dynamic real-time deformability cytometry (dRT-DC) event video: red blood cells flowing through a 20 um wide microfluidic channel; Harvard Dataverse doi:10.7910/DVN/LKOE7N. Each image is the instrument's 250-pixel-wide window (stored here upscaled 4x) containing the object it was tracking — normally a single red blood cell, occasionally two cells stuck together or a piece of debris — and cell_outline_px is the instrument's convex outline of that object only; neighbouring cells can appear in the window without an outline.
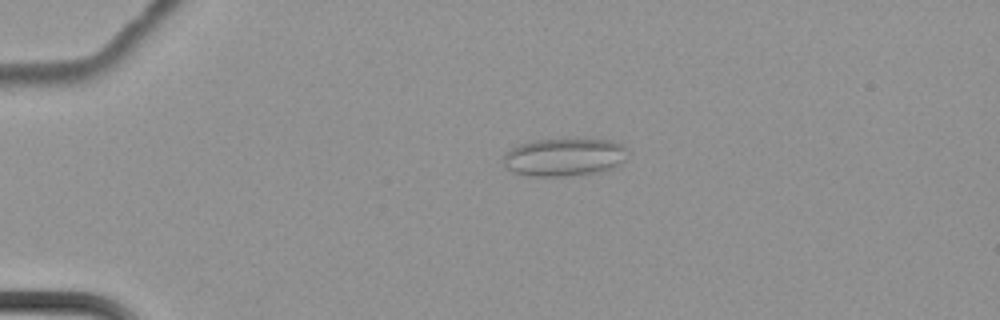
{"species": "common noctule bat (a hibernating species)", "species_latin": "Nyctalus noctula", "temperature_condition": "cold", "stored_images_in_passage": 8, "camera_frame_rate_fps": 3000, "um_per_image_px": 0.085, "animal": {"sex": "female", "body_mass_g": 22.7, "forearm_length_mm": 54.2}, "frame": {"image": 1, "passage_image": 4, "time_ms": 1.0, "image_size_px": [1000, 320], "cell_outline_px": [[624, 160], [620, 164], [612, 168], [600, 172], [568, 176], [532, 176], [516, 172], [508, 168], [504, 164], [504, 156], [512, 148], [520, 144], [532, 140], [612, 140], [624, 144]], "centroid_in_image_um": [47.97, 13.36], "position_along_channel_um": 37.0, "area_um2": 26.99}}
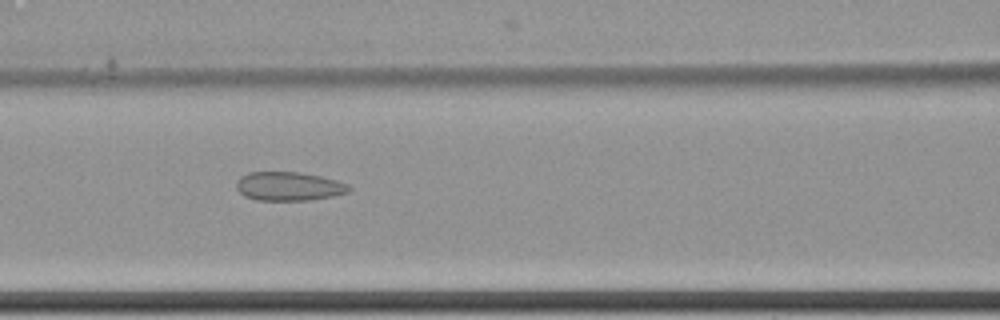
{"frame": {"image": 2, "passage_image": 8, "time_ms": 2.333, "image_size_px": [1000, 320], "cell_outline_px": [[352, 188], [348, 192], [332, 196], [308, 200], [256, 200], [244, 196], [236, 188], [236, 180], [240, 176], [248, 172], [300, 172], [320, 176], [336, 180], [348, 184]], "centroid_in_image_um": [24.52, 15.83], "position_along_channel_um": 142.1, "area_um2": 18.96}}